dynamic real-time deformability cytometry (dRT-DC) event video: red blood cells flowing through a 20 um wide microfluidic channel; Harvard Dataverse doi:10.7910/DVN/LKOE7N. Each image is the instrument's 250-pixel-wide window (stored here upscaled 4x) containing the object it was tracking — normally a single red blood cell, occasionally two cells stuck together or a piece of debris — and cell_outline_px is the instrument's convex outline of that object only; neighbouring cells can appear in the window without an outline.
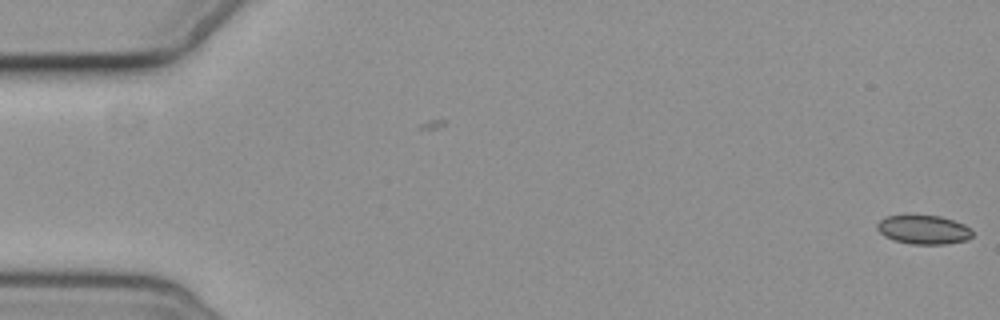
{"species": "common noctule bat (a hibernating species)", "species_latin": "Nyctalus noctula", "temperature_condition": "cold", "stored_images_in_passage": 6, "camera_frame_rate_fps": 3000, "um_per_image_px": 0.085, "animal": {"sex": "female", "body_mass_g": 19.3, "forearm_length_mm": 54.1}, "frame": {"image": 1, "passage_image": 1, "time_ms": 0.0, "image_size_px": [1000, 320], "cell_outline_px": [[972, 236], [968, 240], [944, 244], [912, 244], [896, 240], [884, 236], [876, 228], [876, 224], [880, 220], [888, 216], [940, 216], [964, 224], [972, 228]], "centroid_in_image_um": [78.53, 19.53], "position_along_channel_um": 6.5, "area_um2": 15.9}}
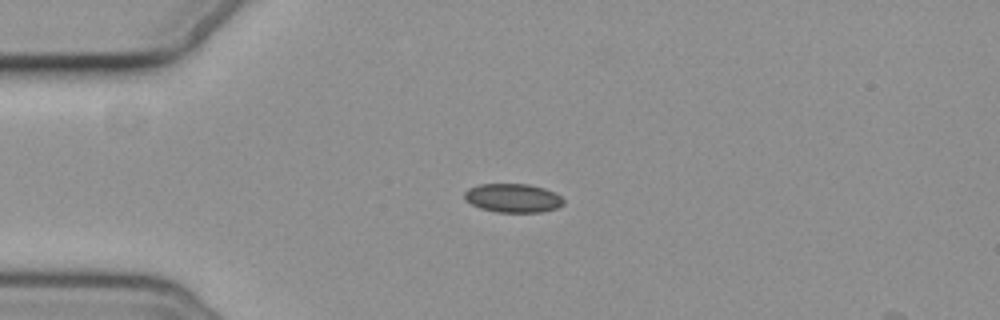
{"frame": {"image": 2, "passage_image": 5, "time_ms": 4.667, "image_size_px": [1000, 320], "cell_outline_px": [[564, 204], [556, 208], [540, 212], [496, 212], [480, 208], [464, 200], [464, 192], [468, 188], [480, 184], [528, 184], [544, 188], [560, 196], [564, 200]], "centroid_in_image_um": [43.57, 16.83], "position_along_channel_um": 41.4, "area_um2": 16.59}}